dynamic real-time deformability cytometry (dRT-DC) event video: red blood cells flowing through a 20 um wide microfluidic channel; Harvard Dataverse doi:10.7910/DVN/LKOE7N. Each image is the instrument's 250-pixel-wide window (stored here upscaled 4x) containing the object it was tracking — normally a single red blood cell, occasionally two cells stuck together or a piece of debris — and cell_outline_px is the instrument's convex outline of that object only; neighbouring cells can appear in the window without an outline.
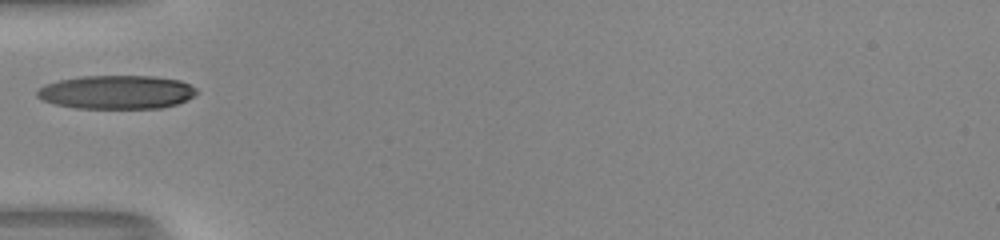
{"species": "human", "species_latin": "Homo sapiens", "temperature_condition": "room temperature", "stored_images_in_passage": 26, "camera_frame_rate_fps": 3000, "um_per_image_px": 0.085, "donor": {"sex": "male"}, "frame": {"image": 1, "passage_image": 1, "time_ms": 0.0, "image_size_px": [1000, 240], "cell_outline_px": [[200, 92], [188, 100], [176, 104], [160, 108], [76, 108], [56, 104], [44, 100], [36, 96], [36, 92], [44, 84], [60, 80], [80, 76], [152, 76], [180, 80], [196, 88]], "centroid_in_image_um": [9.94, 7.83], "position_along_channel_um": 75.1, "area_um2": 31.33}}
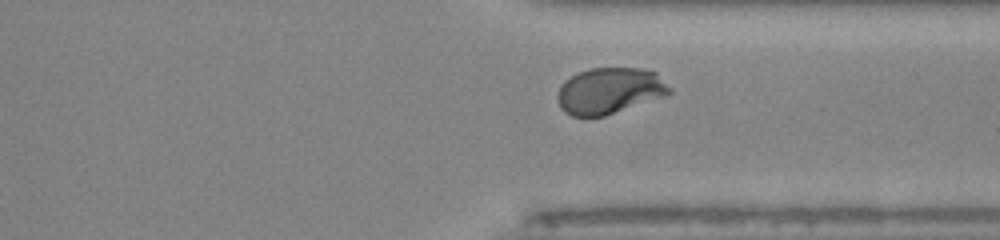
{"frame": {"image": 2, "passage_image": 22, "time_ms": 7.0, "image_size_px": [1000, 240], "cell_outline_px": [[672, 92], [668, 96], [604, 116], [572, 116], [564, 112], [560, 108], [556, 100], [556, 96], [560, 84], [564, 80], [588, 68], [640, 68], [656, 72], [672, 88]], "centroid_in_image_um": [51.82, 7.72], "position_along_channel_um": 359.6, "area_um2": 30.63}}
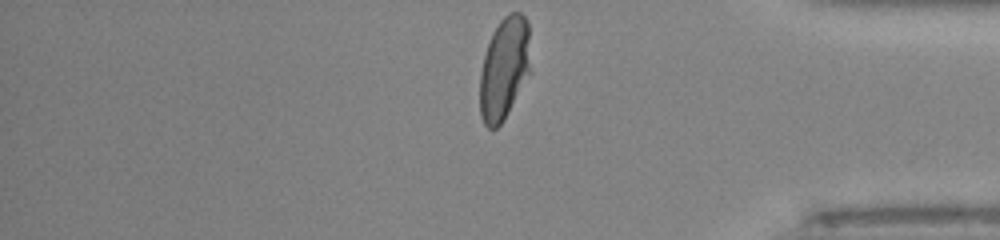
{"frame": {"image": 3, "passage_image": 26, "time_ms": 8.333, "image_size_px": [1000, 240], "cell_outline_px": [[532, 72], [504, 120], [496, 128], [488, 128], [484, 124], [480, 116], [480, 72], [484, 56], [492, 32], [500, 20], [508, 12], [520, 12], [528, 20]], "centroid_in_image_um": [42.9, 5.8], "position_along_channel_um": 392.3, "area_um2": 30.98}}